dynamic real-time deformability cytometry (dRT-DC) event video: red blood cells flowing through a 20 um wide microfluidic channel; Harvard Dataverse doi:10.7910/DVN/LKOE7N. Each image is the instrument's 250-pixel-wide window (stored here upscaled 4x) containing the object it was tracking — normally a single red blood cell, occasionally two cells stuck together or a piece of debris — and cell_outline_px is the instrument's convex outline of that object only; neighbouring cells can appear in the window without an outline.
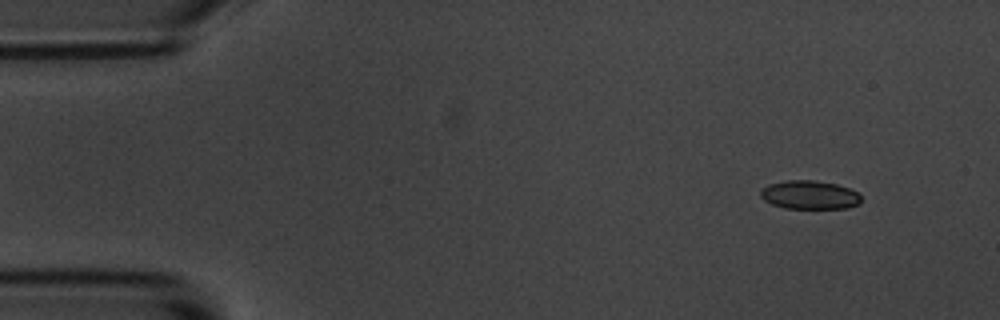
{"species": "common noctule bat (a hibernating species)", "species_latin": "Nyctalus noctula", "temperature_condition": "room temperature", "stored_images_in_passage": 51, "camera_frame_rate_fps": 3000, "um_per_image_px": 0.085, "animal": {"sex": "male", "body_mass_g": 20.1, "forearm_length_mm": 53.5}, "frame": {"image": 1, "passage_image": 1, "time_ms": 0.0, "image_size_px": [1000, 320], "cell_outline_px": [[860, 204], [848, 208], [784, 208], [772, 204], [764, 200], [760, 196], [760, 188], [768, 184], [788, 180], [816, 180], [836, 184], [848, 188], [856, 192], [860, 196]], "centroid_in_image_um": [68.78, 16.56], "position_along_channel_um": 16.2, "area_um2": 16.82}}
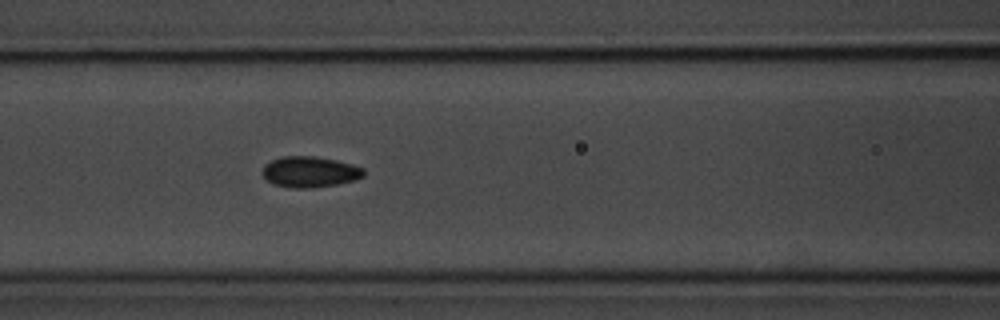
{"frame": {"image": 2, "passage_image": 19, "time_ms": 6.0, "image_size_px": [1000, 320], "cell_outline_px": [[364, 176], [356, 180], [336, 184], [312, 188], [292, 188], [272, 184], [264, 176], [264, 164], [272, 160], [284, 156], [316, 156], [336, 160], [352, 164], [364, 168]], "centroid_in_image_um": [26.36, 14.61], "position_along_channel_um": 140.2, "area_um2": 18.21}}
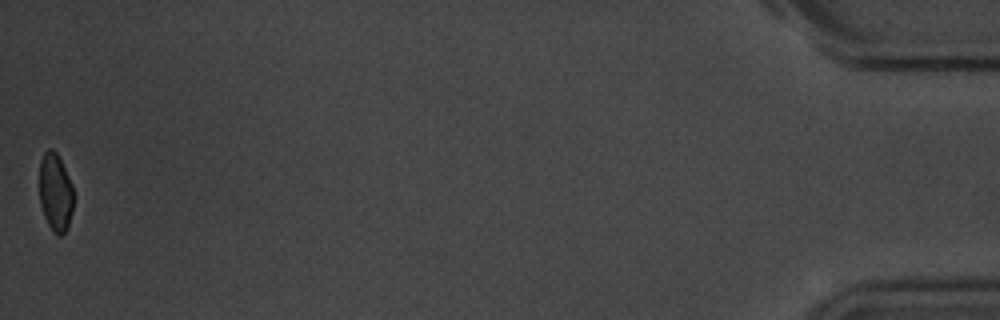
{"frame": {"image": 3, "passage_image": 51, "time_ms": 16.667, "image_size_px": [1000, 320], "cell_outline_px": [[76, 196], [68, 228], [60, 236], [48, 224], [44, 216], [40, 204], [40, 160], [44, 152], [48, 148], [52, 148], [56, 152], [72, 184]], "centroid_in_image_um": [4.74, 16.34], "position_along_channel_um": 430.5, "area_um2": 15.66}, "authors_computed_cell_mechanics": {"area_um2": 17.5134, "velocity_mm_per_s": 3.6392, "shape_relaxation_time_tau1_ms": 3.1534, "shape_relaxation_time_tau2_ms": 2.388, "deformation_change_tau1": 0.0833, "deformation_change_tau2": 0.0587}}